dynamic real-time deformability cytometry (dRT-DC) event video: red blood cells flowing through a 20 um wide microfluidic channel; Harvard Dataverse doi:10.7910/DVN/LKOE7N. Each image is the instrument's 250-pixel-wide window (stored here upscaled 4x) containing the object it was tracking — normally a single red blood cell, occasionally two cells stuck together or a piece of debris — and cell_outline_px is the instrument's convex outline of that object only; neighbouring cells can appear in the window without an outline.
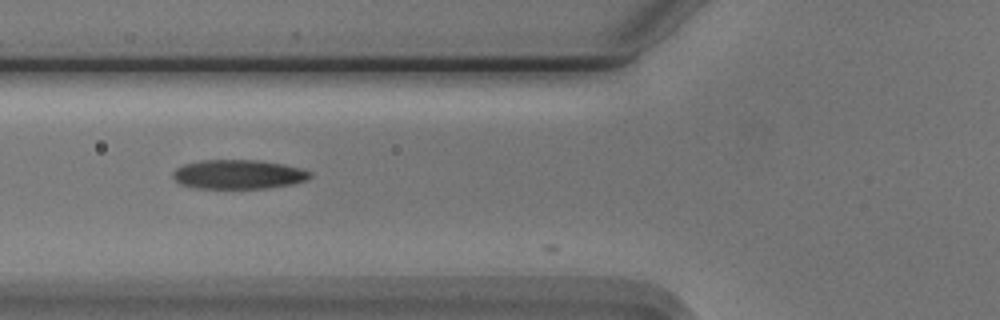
{"species": "Egyptian fruit bat (a non-hibernating species)", "species_latin": "Rousettus aegyptiacus", "temperature_condition": "cold", "stored_images_in_passage": 21, "camera_frame_rate_fps": 3000, "um_per_image_px": 0.085, "animal": {"sex": "male"}, "frame": {"image": 1, "passage_image": 11, "time_ms": 3.333, "image_size_px": [1000, 320], "cell_outline_px": [[312, 176], [304, 180], [292, 184], [268, 188], [196, 188], [180, 184], [172, 176], [172, 172], [176, 168], [184, 164], [200, 160], [260, 160], [284, 164], [300, 168], [312, 172]], "centroid_in_image_um": [20.25, 14.81], "position_along_channel_um": 105.5, "area_um2": 23.41}}
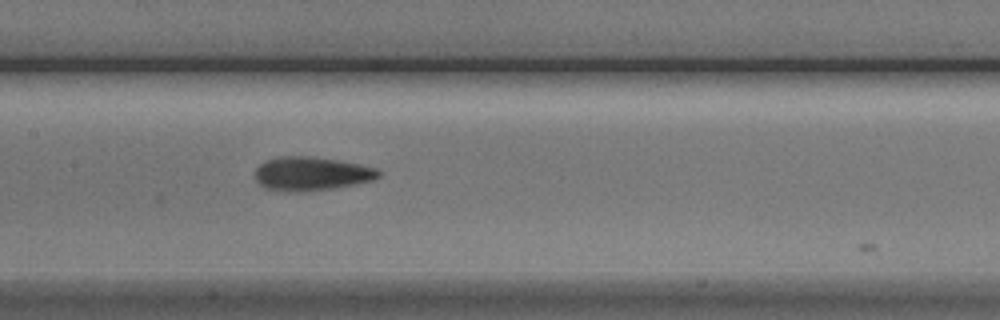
{"frame": {"image": 2, "passage_image": 17, "time_ms": 5.333, "image_size_px": [1000, 320], "cell_outline_px": [[380, 176], [372, 180], [332, 188], [304, 192], [288, 192], [264, 188], [256, 180], [256, 168], [264, 160], [280, 156], [308, 156], [336, 160], [376, 168], [380, 172]], "centroid_in_image_um": [26.41, 14.77], "position_along_channel_um": 181.0, "area_um2": 24.1}}
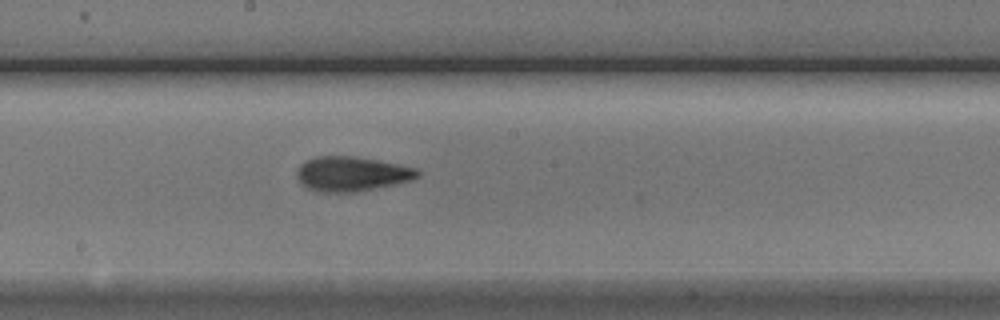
{"frame": {"image": 3, "passage_image": 20, "time_ms": 6.333, "image_size_px": [1000, 320], "cell_outline_px": [[420, 176], [412, 180], [356, 192], [316, 192], [308, 188], [296, 176], [296, 172], [300, 164], [316, 156], [356, 156], [416, 168], [420, 172]], "centroid_in_image_um": [29.88, 14.78], "position_along_channel_um": 218.3, "area_um2": 24.22}}